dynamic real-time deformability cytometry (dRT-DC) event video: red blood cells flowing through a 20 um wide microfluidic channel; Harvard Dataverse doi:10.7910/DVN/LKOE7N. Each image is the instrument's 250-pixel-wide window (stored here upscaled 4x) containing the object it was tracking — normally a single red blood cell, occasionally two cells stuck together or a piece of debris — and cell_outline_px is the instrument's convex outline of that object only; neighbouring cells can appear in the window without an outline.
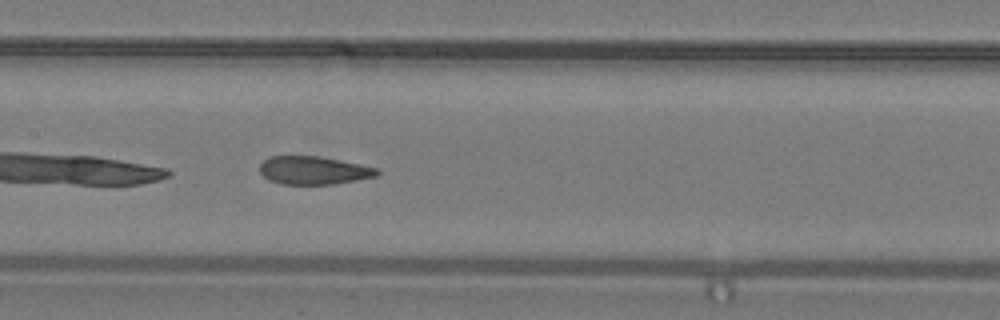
{"species": "common noctule bat (a hibernating species)", "species_latin": "Nyctalus noctula", "temperature_condition": "warm", "stored_images_in_passage": 31, "camera_frame_rate_fps": 3000, "um_per_image_px": 0.085, "animal": {"sex": "male", "body_mass_g": 19.2, "forearm_length_mm": 51.8}, "frame": {"image": 1, "passage_image": 14, "time_ms": 4.333, "image_size_px": [1000, 320], "cell_outline_px": [[380, 172], [376, 176], [356, 180], [332, 184], [280, 184], [268, 180], [260, 172], [260, 164], [268, 156], [320, 156], [376, 168]], "centroid_in_image_um": [26.6, 14.48], "position_along_channel_um": 180.8, "area_um2": 19.07}, "authors_computed_cell_mechanics": {"area_um2": 20.519, "velocity_mm_per_s": 4.2601, "shape_relaxation_time_tau1_ms": 10.1015, "shape_relaxation_time_tau2_ms": 0.9297, "deformation_change_tau1": 0.2725, "deformation_change_tau2": 0.0782}}